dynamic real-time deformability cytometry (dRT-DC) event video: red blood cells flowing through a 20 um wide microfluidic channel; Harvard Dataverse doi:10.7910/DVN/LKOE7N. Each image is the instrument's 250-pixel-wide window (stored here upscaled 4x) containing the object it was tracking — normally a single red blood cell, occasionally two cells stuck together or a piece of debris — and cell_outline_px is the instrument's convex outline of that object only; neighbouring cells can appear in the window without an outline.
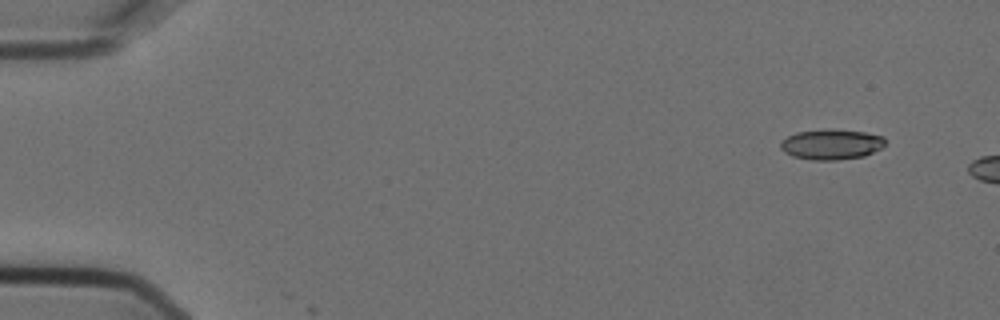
{"species": "Egyptian fruit bat (a non-hibernating species)", "species_latin": "Rousettus aegyptiacus", "temperature_condition": "cold", "stored_images_in_passage": 4, "camera_frame_rate_fps": 3000, "um_per_image_px": 0.085, "animal": {"sex": "female"}, "frame": {"image": 1, "passage_image": 1, "time_ms": 0.0, "image_size_px": [1000, 320], "cell_outline_px": [[884, 144], [880, 148], [864, 156], [836, 160], [812, 160], [792, 156], [784, 152], [780, 148], [780, 144], [788, 136], [796, 132], [832, 128], [864, 132], [884, 136]], "centroid_in_image_um": [70.65, 12.26], "position_along_channel_um": 14.4, "area_um2": 18.5}}